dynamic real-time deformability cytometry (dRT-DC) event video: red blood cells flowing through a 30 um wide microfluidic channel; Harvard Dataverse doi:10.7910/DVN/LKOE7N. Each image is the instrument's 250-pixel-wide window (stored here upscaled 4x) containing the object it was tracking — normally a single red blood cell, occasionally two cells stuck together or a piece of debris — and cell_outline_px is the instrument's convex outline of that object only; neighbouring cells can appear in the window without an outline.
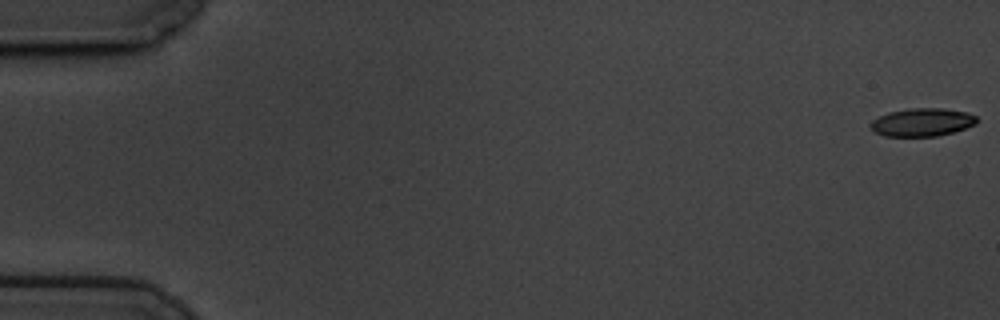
{"species": "common noctule bat (a hibernating species)", "species_latin": "Nyctalus noctula", "temperature_condition": "cold", "stored_images_in_passage": 59, "camera_frame_rate_fps": 3000, "um_per_image_px": 0.085, "animal": {"sex": "male", "body_mass_g": 19.5, "forearm_length_mm": 54.6}, "frame": {"image": 1, "passage_image": 1, "time_ms": 0.0, "image_size_px": [1000, 320], "cell_outline_px": [[976, 124], [952, 132], [936, 136], [884, 136], [876, 132], [868, 124], [872, 120], [888, 112], [908, 108], [944, 108], [968, 112], [976, 116]], "centroid_in_image_um": [78.37, 10.38], "position_along_channel_um": 6.6, "area_um2": 17.34}}
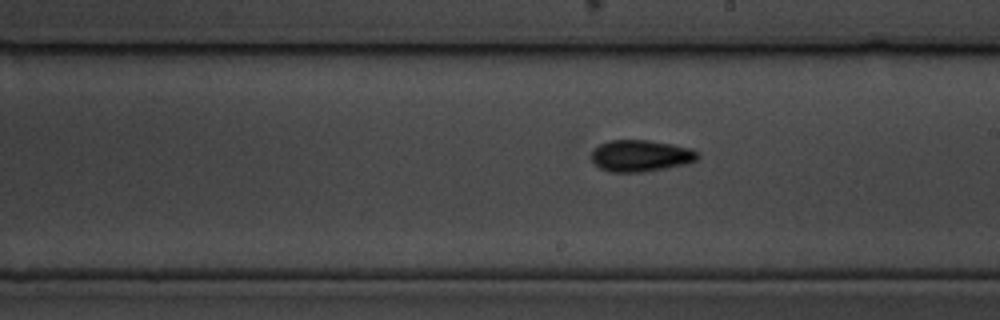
{"frame": {"image": 2, "passage_image": 34, "time_ms": 11.0, "image_size_px": [1000, 320], "cell_outline_px": [[700, 156], [696, 160], [688, 164], [644, 172], [608, 172], [600, 168], [592, 160], [592, 152], [600, 144], [608, 140], [648, 140], [672, 144], [692, 148], [700, 152]], "centroid_in_image_um": [54.51, 13.24], "position_along_channel_um": 234.5, "area_um2": 19.77}}
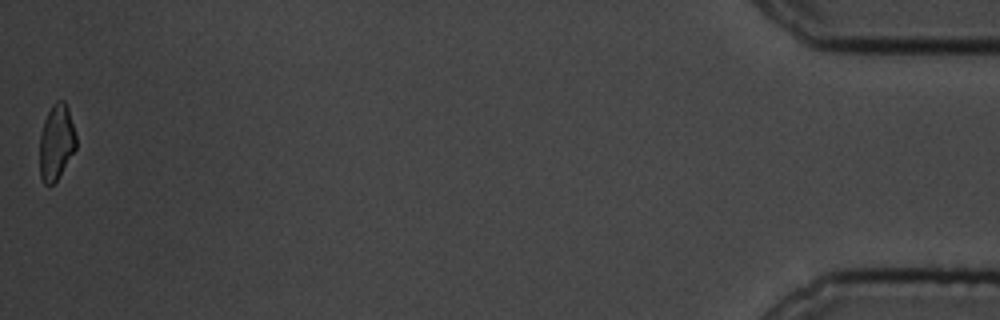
{"frame": {"image": 3, "passage_image": 59, "time_ms": 19.333, "image_size_px": [1000, 320], "cell_outline_px": [[76, 148], [56, 180], [52, 184], [44, 184], [40, 176], [40, 136], [44, 120], [52, 104], [56, 100], [64, 100], [68, 108], [76, 136]], "centroid_in_image_um": [4.78, 12.06], "position_along_channel_um": 430.4, "area_um2": 15.84}, "authors_computed_cell_mechanics": {"area_um2": 18.0336, "velocity_mm_per_s": 3.4604, "shape_relaxation_time_tau1_ms": 3.6876, "shape_relaxation_time_tau2_ms": 4.1959, "deformation_change_tau1": 0.0975, "deformation_change_tau2": 0.0977}}